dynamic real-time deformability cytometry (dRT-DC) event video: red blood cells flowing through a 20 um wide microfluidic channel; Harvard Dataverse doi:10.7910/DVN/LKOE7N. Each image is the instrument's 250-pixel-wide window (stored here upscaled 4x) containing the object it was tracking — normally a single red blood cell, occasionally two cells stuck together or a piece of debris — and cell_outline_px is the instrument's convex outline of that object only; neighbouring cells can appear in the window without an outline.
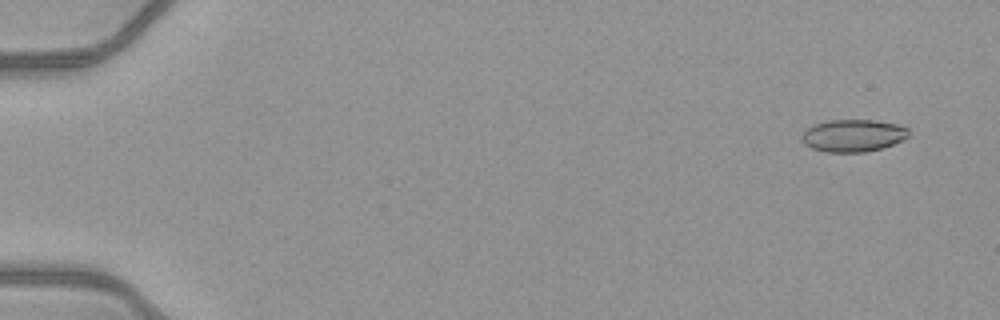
{"species": "common noctule bat (a hibernating species)", "species_latin": "Nyctalus noctula", "temperature_condition": "warm", "stored_images_in_passage": 11, "camera_frame_rate_fps": 3000, "um_per_image_px": 0.085, "animal": {"sex": "female", "body_mass_g": 21.9}, "frame": {"image": 1, "passage_image": 4, "time_ms": 1.0, "image_size_px": [1000, 320], "cell_outline_px": [[908, 136], [884, 148], [864, 152], [824, 152], [812, 148], [804, 144], [800, 140], [804, 132], [812, 124], [828, 120], [876, 120], [900, 124], [908, 128]], "centroid_in_image_um": [72.5, 11.52], "position_along_channel_um": 12.5, "area_um2": 20.29}}